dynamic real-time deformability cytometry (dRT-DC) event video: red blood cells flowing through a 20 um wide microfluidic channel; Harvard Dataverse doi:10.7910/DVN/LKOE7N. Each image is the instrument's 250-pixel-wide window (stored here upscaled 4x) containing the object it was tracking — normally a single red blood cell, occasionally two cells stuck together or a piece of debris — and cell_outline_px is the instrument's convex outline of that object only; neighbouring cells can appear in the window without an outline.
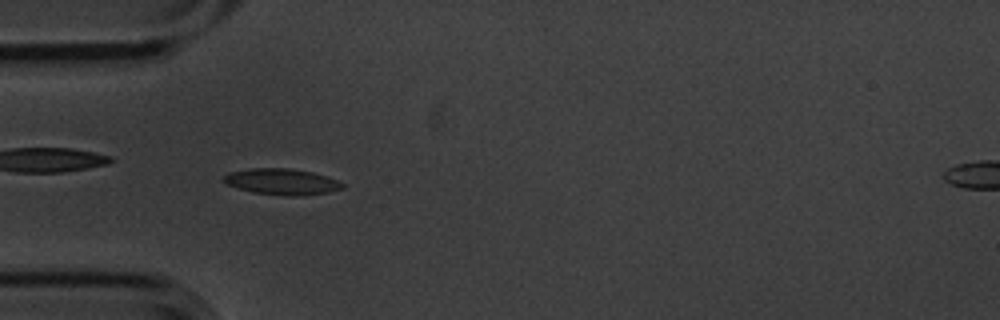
{"species": "common noctule bat (a hibernating species)", "species_latin": "Nyctalus noctula", "temperature_condition": "cold", "stored_images_in_passage": 6, "camera_frame_rate_fps": 3000, "um_per_image_px": 0.085, "animal": {"sex": "male", "body_mass_g": 20.1, "forearm_length_mm": 53.5}, "frame": {"image": 1, "passage_image": 1, "time_ms": 0.0, "image_size_px": [1000, 320], "cell_outline_px": [[344, 188], [328, 192], [300, 196], [288, 196], [252, 192], [228, 184], [220, 180], [228, 172], [248, 168], [288, 168], [312, 172], [328, 176], [344, 184]], "centroid_in_image_um": [23.94, 15.44], "position_along_channel_um": 61.1, "area_um2": 18.09}}
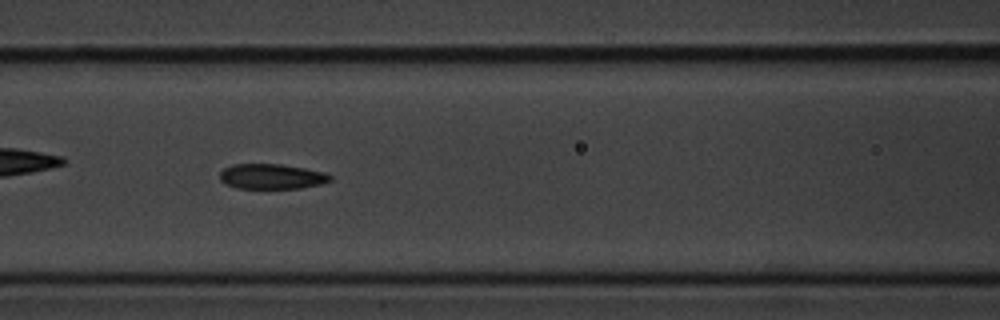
{"frame": {"image": 2, "passage_image": 3, "time_ms": 0.667, "image_size_px": [1000, 320], "cell_outline_px": [[332, 180], [320, 184], [300, 188], [236, 188], [224, 184], [220, 180], [220, 172], [224, 168], [232, 164], [280, 164], [304, 168], [324, 172], [332, 176]], "centroid_in_image_um": [23.06, 15.0], "position_along_channel_um": 143.5, "area_um2": 16.18}}
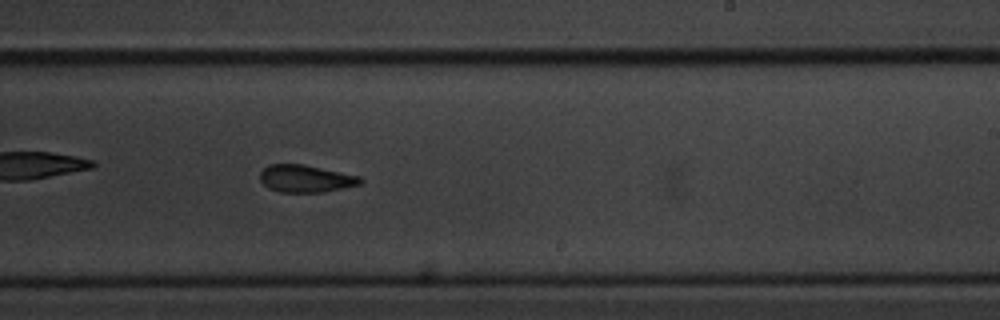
{"frame": {"image": 3, "passage_image": 6, "time_ms": 1.667, "image_size_px": [1000, 320], "cell_outline_px": [[364, 180], [360, 184], [320, 192], [280, 192], [268, 188], [260, 180], [260, 172], [268, 164], [304, 164], [360, 176]], "centroid_in_image_um": [25.96, 15.17], "position_along_channel_um": 263.0, "area_um2": 15.9}}